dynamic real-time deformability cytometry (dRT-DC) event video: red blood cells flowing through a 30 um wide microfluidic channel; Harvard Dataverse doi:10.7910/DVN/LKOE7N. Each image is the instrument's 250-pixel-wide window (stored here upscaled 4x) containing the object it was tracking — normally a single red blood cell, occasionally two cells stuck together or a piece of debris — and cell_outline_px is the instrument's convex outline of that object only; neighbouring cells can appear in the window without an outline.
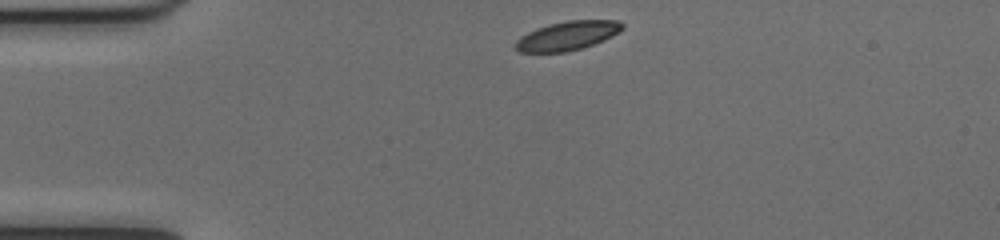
{"species": "common noctule bat (a hibernating species)", "species_latin": "Nyctalus noctula", "temperature_condition": "cold", "stored_images_in_passage": 41, "camera_frame_rate_fps": 3000, "um_per_image_px": 0.085, "animal": {"sex": "female", "body_mass_g": 17.0, "forearm_length_mm": 48.0}, "frame": {"image": 1, "passage_image": 1, "time_ms": 0.0, "image_size_px": [1000, 240], "cell_outline_px": [[624, 28], [612, 36], [604, 40], [580, 48], [564, 52], [520, 52], [516, 48], [516, 40], [520, 36], [536, 28], [548, 24], [568, 20], [620, 20], [624, 24]], "centroid_in_image_um": [48.25, 3.02], "position_along_channel_um": 36.8, "area_um2": 17.98}}
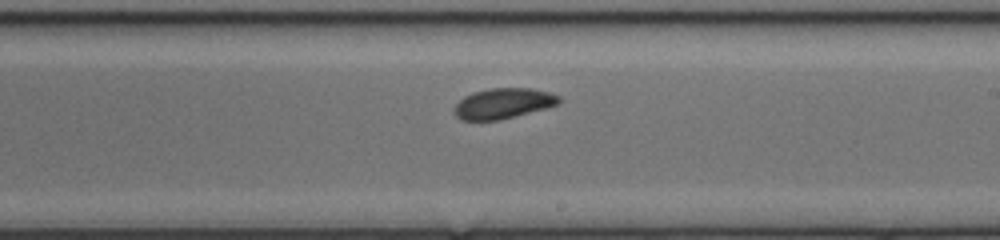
{"frame": {"image": 2, "passage_image": 20, "time_ms": 6.333, "image_size_px": [1000, 240], "cell_outline_px": [[560, 104], [500, 120], [460, 120], [456, 116], [452, 108], [464, 96], [472, 92], [488, 88], [532, 88], [548, 92], [560, 96]], "centroid_in_image_um": [42.75, 8.78], "position_along_channel_um": 246.3, "area_um2": 18.67}}
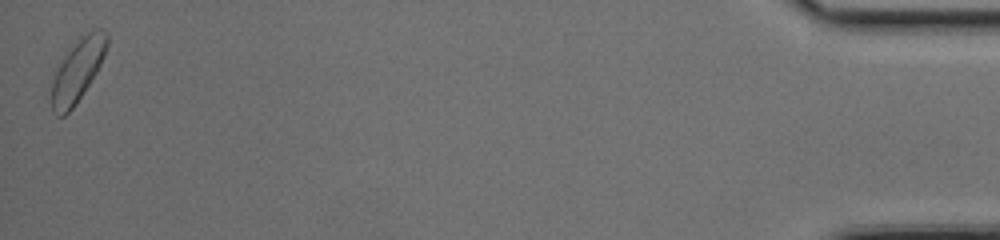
{"frame": {"image": 3, "passage_image": 41, "time_ms": 13.333, "image_size_px": [1000, 240], "cell_outline_px": [[108, 44], [104, 56], [96, 72], [76, 104], [64, 116], [56, 116], [52, 108], [52, 80], [56, 68], [80, 36], [96, 28], [104, 28], [108, 32]], "centroid_in_image_um": [6.62, 5.95], "position_along_channel_um": 428.6, "area_um2": 20.0}, "authors_computed_cell_mechanics": {"area_um2": 18.7272, "velocity_mm_per_s": 3.975, "shape_relaxation_time_tau1_ms": 2.8099, "shape_relaxation_time_tau2_ms": null, "deformation_change_tau1": 0.1232, "deformation_change_tau2": null}}